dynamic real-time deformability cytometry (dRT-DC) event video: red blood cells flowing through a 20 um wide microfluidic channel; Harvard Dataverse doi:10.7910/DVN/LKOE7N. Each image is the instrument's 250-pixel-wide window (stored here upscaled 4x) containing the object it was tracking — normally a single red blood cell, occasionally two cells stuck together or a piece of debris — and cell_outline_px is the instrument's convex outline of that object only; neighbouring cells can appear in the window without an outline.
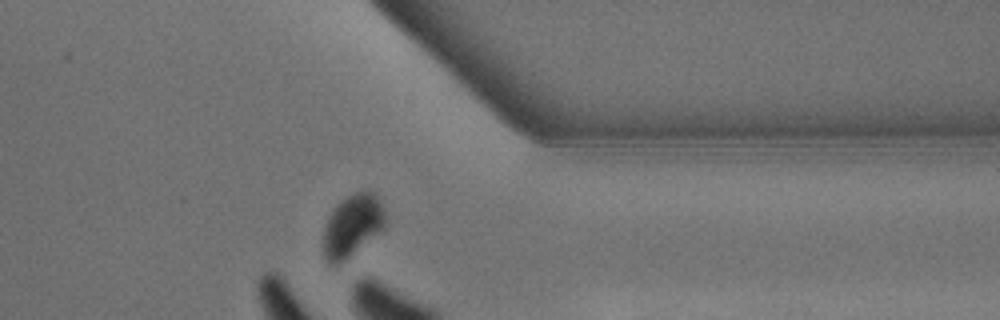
{"species": "common noctule bat (a hibernating species)", "species_latin": "Nyctalus noctula", "temperature_condition": "warm", "stored_images_in_passage": 19, "camera_frame_rate_fps": 3000, "um_per_image_px": 0.085, "animal": {"sex": "male", "body_mass_g": 13.3}, "frame": {"image": 1, "passage_image": 14, "time_ms": 4.333, "image_size_px": [1000, 320], "cell_outline_px": [[388, 220], [384, 228], [380, 232], [344, 260], [332, 264], [324, 256], [324, 224], [332, 208], [340, 200], [356, 192], [372, 192], [380, 200], [388, 216]], "centroid_in_image_um": [29.98, 19.13], "position_along_channel_um": 381.4, "area_um2": 22.37}}
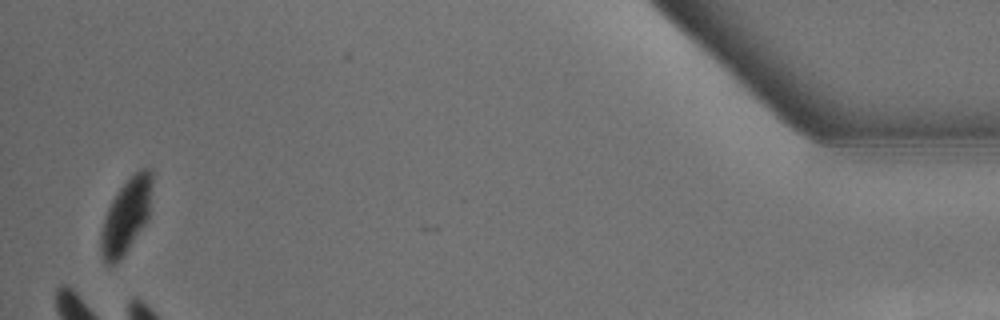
{"frame": {"image": 2, "passage_image": 19, "time_ms": 6.0, "image_size_px": [1000, 320], "cell_outline_px": [[152, 180], [148, 220], [128, 248], [112, 264], [108, 264], [104, 260], [100, 248], [100, 232], [104, 216], [112, 200], [120, 188], [140, 168], [148, 168], [152, 172]], "centroid_in_image_um": [10.72, 18.32], "position_along_channel_um": 424.5, "area_um2": 21.68}}